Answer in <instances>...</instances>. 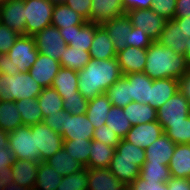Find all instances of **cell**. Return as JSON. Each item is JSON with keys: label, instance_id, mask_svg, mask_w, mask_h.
Wrapping results in <instances>:
<instances>
[{"label": "cell", "instance_id": "680465c9", "mask_svg": "<svg viewBox=\"0 0 190 190\" xmlns=\"http://www.w3.org/2000/svg\"><path fill=\"white\" fill-rule=\"evenodd\" d=\"M167 186L168 190H190V179L171 177Z\"/></svg>", "mask_w": 190, "mask_h": 190}, {"label": "cell", "instance_id": "f907efd6", "mask_svg": "<svg viewBox=\"0 0 190 190\" xmlns=\"http://www.w3.org/2000/svg\"><path fill=\"white\" fill-rule=\"evenodd\" d=\"M18 36L17 32L0 23V54H7Z\"/></svg>", "mask_w": 190, "mask_h": 190}, {"label": "cell", "instance_id": "4fadbf2b", "mask_svg": "<svg viewBox=\"0 0 190 190\" xmlns=\"http://www.w3.org/2000/svg\"><path fill=\"white\" fill-rule=\"evenodd\" d=\"M95 129L86 114L72 115L66 113L62 126V138L64 140L92 139Z\"/></svg>", "mask_w": 190, "mask_h": 190}, {"label": "cell", "instance_id": "003e7915", "mask_svg": "<svg viewBox=\"0 0 190 190\" xmlns=\"http://www.w3.org/2000/svg\"><path fill=\"white\" fill-rule=\"evenodd\" d=\"M49 2H51L53 5L56 4H64L66 0H48Z\"/></svg>", "mask_w": 190, "mask_h": 190}, {"label": "cell", "instance_id": "ac0fdd59", "mask_svg": "<svg viewBox=\"0 0 190 190\" xmlns=\"http://www.w3.org/2000/svg\"><path fill=\"white\" fill-rule=\"evenodd\" d=\"M147 49L126 46L117 52L116 58L123 75L143 72L146 65Z\"/></svg>", "mask_w": 190, "mask_h": 190}, {"label": "cell", "instance_id": "4dcf8cb0", "mask_svg": "<svg viewBox=\"0 0 190 190\" xmlns=\"http://www.w3.org/2000/svg\"><path fill=\"white\" fill-rule=\"evenodd\" d=\"M45 162L53 167L62 177L76 173L84 168V166L77 162L64 148L60 149Z\"/></svg>", "mask_w": 190, "mask_h": 190}, {"label": "cell", "instance_id": "91938a15", "mask_svg": "<svg viewBox=\"0 0 190 190\" xmlns=\"http://www.w3.org/2000/svg\"><path fill=\"white\" fill-rule=\"evenodd\" d=\"M190 16V0H176V10L174 18Z\"/></svg>", "mask_w": 190, "mask_h": 190}, {"label": "cell", "instance_id": "d6986e66", "mask_svg": "<svg viewBox=\"0 0 190 190\" xmlns=\"http://www.w3.org/2000/svg\"><path fill=\"white\" fill-rule=\"evenodd\" d=\"M124 14L121 0H92L89 22L101 25Z\"/></svg>", "mask_w": 190, "mask_h": 190}, {"label": "cell", "instance_id": "9a60e30c", "mask_svg": "<svg viewBox=\"0 0 190 190\" xmlns=\"http://www.w3.org/2000/svg\"><path fill=\"white\" fill-rule=\"evenodd\" d=\"M162 134L164 130L159 122L153 121L132 126L123 139L145 150Z\"/></svg>", "mask_w": 190, "mask_h": 190}, {"label": "cell", "instance_id": "60d3db41", "mask_svg": "<svg viewBox=\"0 0 190 190\" xmlns=\"http://www.w3.org/2000/svg\"><path fill=\"white\" fill-rule=\"evenodd\" d=\"M92 139L83 140H64L63 148L76 159L77 162L81 163L84 167L88 165L89 155L91 150Z\"/></svg>", "mask_w": 190, "mask_h": 190}, {"label": "cell", "instance_id": "7402d4cb", "mask_svg": "<svg viewBox=\"0 0 190 190\" xmlns=\"http://www.w3.org/2000/svg\"><path fill=\"white\" fill-rule=\"evenodd\" d=\"M186 38L175 19L167 20L160 38L157 40L162 46L169 47L175 53L184 55L186 51Z\"/></svg>", "mask_w": 190, "mask_h": 190}, {"label": "cell", "instance_id": "f6af8a7d", "mask_svg": "<svg viewBox=\"0 0 190 190\" xmlns=\"http://www.w3.org/2000/svg\"><path fill=\"white\" fill-rule=\"evenodd\" d=\"M164 133L175 144H190V116L178 124H168Z\"/></svg>", "mask_w": 190, "mask_h": 190}, {"label": "cell", "instance_id": "5b68a950", "mask_svg": "<svg viewBox=\"0 0 190 190\" xmlns=\"http://www.w3.org/2000/svg\"><path fill=\"white\" fill-rule=\"evenodd\" d=\"M9 149L16 159L41 162L40 150L36 148L35 132H31L30 126H20L9 133Z\"/></svg>", "mask_w": 190, "mask_h": 190}, {"label": "cell", "instance_id": "9c48e42d", "mask_svg": "<svg viewBox=\"0 0 190 190\" xmlns=\"http://www.w3.org/2000/svg\"><path fill=\"white\" fill-rule=\"evenodd\" d=\"M40 54L47 55L60 62L61 55L68 46L57 27L48 26L33 36Z\"/></svg>", "mask_w": 190, "mask_h": 190}, {"label": "cell", "instance_id": "8fae6325", "mask_svg": "<svg viewBox=\"0 0 190 190\" xmlns=\"http://www.w3.org/2000/svg\"><path fill=\"white\" fill-rule=\"evenodd\" d=\"M99 24L86 22L83 25H71L69 28H60V34L68 46L76 49L90 51V46Z\"/></svg>", "mask_w": 190, "mask_h": 190}, {"label": "cell", "instance_id": "a7ac6f4b", "mask_svg": "<svg viewBox=\"0 0 190 190\" xmlns=\"http://www.w3.org/2000/svg\"><path fill=\"white\" fill-rule=\"evenodd\" d=\"M0 190H10V189L8 188L7 185H5V183H2V182L0 181Z\"/></svg>", "mask_w": 190, "mask_h": 190}, {"label": "cell", "instance_id": "277c9868", "mask_svg": "<svg viewBox=\"0 0 190 190\" xmlns=\"http://www.w3.org/2000/svg\"><path fill=\"white\" fill-rule=\"evenodd\" d=\"M25 35L34 36L51 26L54 5L48 0H24Z\"/></svg>", "mask_w": 190, "mask_h": 190}, {"label": "cell", "instance_id": "7c38bea8", "mask_svg": "<svg viewBox=\"0 0 190 190\" xmlns=\"http://www.w3.org/2000/svg\"><path fill=\"white\" fill-rule=\"evenodd\" d=\"M0 23L19 35H25L24 0H3L0 3Z\"/></svg>", "mask_w": 190, "mask_h": 190}, {"label": "cell", "instance_id": "03108f58", "mask_svg": "<svg viewBox=\"0 0 190 190\" xmlns=\"http://www.w3.org/2000/svg\"><path fill=\"white\" fill-rule=\"evenodd\" d=\"M186 51L184 53L187 61L190 63V37L186 38Z\"/></svg>", "mask_w": 190, "mask_h": 190}, {"label": "cell", "instance_id": "cb8c5ba5", "mask_svg": "<svg viewBox=\"0 0 190 190\" xmlns=\"http://www.w3.org/2000/svg\"><path fill=\"white\" fill-rule=\"evenodd\" d=\"M91 59H111L116 58V50L106 30L100 25L95 30V35L90 46Z\"/></svg>", "mask_w": 190, "mask_h": 190}, {"label": "cell", "instance_id": "d4e9b609", "mask_svg": "<svg viewBox=\"0 0 190 190\" xmlns=\"http://www.w3.org/2000/svg\"><path fill=\"white\" fill-rule=\"evenodd\" d=\"M168 167L171 177L190 179V144H176Z\"/></svg>", "mask_w": 190, "mask_h": 190}, {"label": "cell", "instance_id": "52a82bcc", "mask_svg": "<svg viewBox=\"0 0 190 190\" xmlns=\"http://www.w3.org/2000/svg\"><path fill=\"white\" fill-rule=\"evenodd\" d=\"M38 50L32 36L19 35L14 45L7 53L19 72L27 73L38 57Z\"/></svg>", "mask_w": 190, "mask_h": 190}, {"label": "cell", "instance_id": "e575fe53", "mask_svg": "<svg viewBox=\"0 0 190 190\" xmlns=\"http://www.w3.org/2000/svg\"><path fill=\"white\" fill-rule=\"evenodd\" d=\"M15 103L23 125L31 126L44 121L37 98L16 100Z\"/></svg>", "mask_w": 190, "mask_h": 190}, {"label": "cell", "instance_id": "6da1fadb", "mask_svg": "<svg viewBox=\"0 0 190 190\" xmlns=\"http://www.w3.org/2000/svg\"><path fill=\"white\" fill-rule=\"evenodd\" d=\"M122 76L117 58L90 59L87 65L78 71V90L83 98L89 101L105 93Z\"/></svg>", "mask_w": 190, "mask_h": 190}, {"label": "cell", "instance_id": "30bf717a", "mask_svg": "<svg viewBox=\"0 0 190 190\" xmlns=\"http://www.w3.org/2000/svg\"><path fill=\"white\" fill-rule=\"evenodd\" d=\"M133 27L142 30L154 41L160 38L167 20L150 9H132L126 12Z\"/></svg>", "mask_w": 190, "mask_h": 190}, {"label": "cell", "instance_id": "d6a6232c", "mask_svg": "<svg viewBox=\"0 0 190 190\" xmlns=\"http://www.w3.org/2000/svg\"><path fill=\"white\" fill-rule=\"evenodd\" d=\"M20 126H23V123L15 101L0 100V129L10 133Z\"/></svg>", "mask_w": 190, "mask_h": 190}, {"label": "cell", "instance_id": "c3c4849f", "mask_svg": "<svg viewBox=\"0 0 190 190\" xmlns=\"http://www.w3.org/2000/svg\"><path fill=\"white\" fill-rule=\"evenodd\" d=\"M153 42L154 40L147 35L142 28L138 29L136 27H132L126 43L127 46L147 49Z\"/></svg>", "mask_w": 190, "mask_h": 190}, {"label": "cell", "instance_id": "3957f363", "mask_svg": "<svg viewBox=\"0 0 190 190\" xmlns=\"http://www.w3.org/2000/svg\"><path fill=\"white\" fill-rule=\"evenodd\" d=\"M42 87L29 72H18L16 75L1 74L0 76V100H22L37 98Z\"/></svg>", "mask_w": 190, "mask_h": 190}, {"label": "cell", "instance_id": "e0dca14e", "mask_svg": "<svg viewBox=\"0 0 190 190\" xmlns=\"http://www.w3.org/2000/svg\"><path fill=\"white\" fill-rule=\"evenodd\" d=\"M101 26L110 36L116 53L127 46V38L129 37V32L133 27L127 14L105 21Z\"/></svg>", "mask_w": 190, "mask_h": 190}, {"label": "cell", "instance_id": "ffe728a7", "mask_svg": "<svg viewBox=\"0 0 190 190\" xmlns=\"http://www.w3.org/2000/svg\"><path fill=\"white\" fill-rule=\"evenodd\" d=\"M108 168H88V190H127Z\"/></svg>", "mask_w": 190, "mask_h": 190}, {"label": "cell", "instance_id": "bcb514c9", "mask_svg": "<svg viewBox=\"0 0 190 190\" xmlns=\"http://www.w3.org/2000/svg\"><path fill=\"white\" fill-rule=\"evenodd\" d=\"M61 97L63 98L64 110L67 113L72 115H81L86 113L88 100L84 99L80 92H75V95Z\"/></svg>", "mask_w": 190, "mask_h": 190}, {"label": "cell", "instance_id": "4316f807", "mask_svg": "<svg viewBox=\"0 0 190 190\" xmlns=\"http://www.w3.org/2000/svg\"><path fill=\"white\" fill-rule=\"evenodd\" d=\"M112 107V103L105 93L98 95L88 101L86 116L92 123L94 129L106 124V118Z\"/></svg>", "mask_w": 190, "mask_h": 190}, {"label": "cell", "instance_id": "6f0895ef", "mask_svg": "<svg viewBox=\"0 0 190 190\" xmlns=\"http://www.w3.org/2000/svg\"><path fill=\"white\" fill-rule=\"evenodd\" d=\"M15 161V155L10 149H0V172L7 171V167L12 166Z\"/></svg>", "mask_w": 190, "mask_h": 190}, {"label": "cell", "instance_id": "5bb4252c", "mask_svg": "<svg viewBox=\"0 0 190 190\" xmlns=\"http://www.w3.org/2000/svg\"><path fill=\"white\" fill-rule=\"evenodd\" d=\"M39 162H32L27 159H16L11 166L13 173V190H32L34 189Z\"/></svg>", "mask_w": 190, "mask_h": 190}, {"label": "cell", "instance_id": "db71d44e", "mask_svg": "<svg viewBox=\"0 0 190 190\" xmlns=\"http://www.w3.org/2000/svg\"><path fill=\"white\" fill-rule=\"evenodd\" d=\"M67 112L63 109L55 113L54 115H48L44 118V123L52 128L55 132L62 135V126L64 122V115Z\"/></svg>", "mask_w": 190, "mask_h": 190}, {"label": "cell", "instance_id": "836d02e7", "mask_svg": "<svg viewBox=\"0 0 190 190\" xmlns=\"http://www.w3.org/2000/svg\"><path fill=\"white\" fill-rule=\"evenodd\" d=\"M87 168H108L115 153V148L100 141H91V150Z\"/></svg>", "mask_w": 190, "mask_h": 190}, {"label": "cell", "instance_id": "f1b7e54d", "mask_svg": "<svg viewBox=\"0 0 190 190\" xmlns=\"http://www.w3.org/2000/svg\"><path fill=\"white\" fill-rule=\"evenodd\" d=\"M51 88L55 89L60 96L75 95V92H79L78 71L60 67Z\"/></svg>", "mask_w": 190, "mask_h": 190}, {"label": "cell", "instance_id": "83f0119b", "mask_svg": "<svg viewBox=\"0 0 190 190\" xmlns=\"http://www.w3.org/2000/svg\"><path fill=\"white\" fill-rule=\"evenodd\" d=\"M109 171L118 179L129 186L139 177L140 168L134 164V161L127 159H118V153L115 151Z\"/></svg>", "mask_w": 190, "mask_h": 190}, {"label": "cell", "instance_id": "603a6c76", "mask_svg": "<svg viewBox=\"0 0 190 190\" xmlns=\"http://www.w3.org/2000/svg\"><path fill=\"white\" fill-rule=\"evenodd\" d=\"M179 91V80L173 78L155 79L150 86L151 105L156 110Z\"/></svg>", "mask_w": 190, "mask_h": 190}, {"label": "cell", "instance_id": "ab89813d", "mask_svg": "<svg viewBox=\"0 0 190 190\" xmlns=\"http://www.w3.org/2000/svg\"><path fill=\"white\" fill-rule=\"evenodd\" d=\"M107 115V127L112 128L114 133L123 139L133 126L129 119L126 118L123 108L112 105Z\"/></svg>", "mask_w": 190, "mask_h": 190}, {"label": "cell", "instance_id": "6125c7cd", "mask_svg": "<svg viewBox=\"0 0 190 190\" xmlns=\"http://www.w3.org/2000/svg\"><path fill=\"white\" fill-rule=\"evenodd\" d=\"M13 178L14 177L11 170V166L7 167V171L0 172V181L2 183H5V185H7L10 190H13Z\"/></svg>", "mask_w": 190, "mask_h": 190}, {"label": "cell", "instance_id": "8d00e7d4", "mask_svg": "<svg viewBox=\"0 0 190 190\" xmlns=\"http://www.w3.org/2000/svg\"><path fill=\"white\" fill-rule=\"evenodd\" d=\"M37 100L39 102L43 118L48 115H54L58 111L64 109L63 98L51 87L42 88Z\"/></svg>", "mask_w": 190, "mask_h": 190}, {"label": "cell", "instance_id": "f546056e", "mask_svg": "<svg viewBox=\"0 0 190 190\" xmlns=\"http://www.w3.org/2000/svg\"><path fill=\"white\" fill-rule=\"evenodd\" d=\"M123 111L133 126L157 121V110L149 104L132 101Z\"/></svg>", "mask_w": 190, "mask_h": 190}, {"label": "cell", "instance_id": "484cf974", "mask_svg": "<svg viewBox=\"0 0 190 190\" xmlns=\"http://www.w3.org/2000/svg\"><path fill=\"white\" fill-rule=\"evenodd\" d=\"M130 81V97L132 101L149 104L150 86L153 80L144 72L124 75Z\"/></svg>", "mask_w": 190, "mask_h": 190}, {"label": "cell", "instance_id": "2e32d148", "mask_svg": "<svg viewBox=\"0 0 190 190\" xmlns=\"http://www.w3.org/2000/svg\"><path fill=\"white\" fill-rule=\"evenodd\" d=\"M60 67L58 60L39 53L36 61L28 72L42 88H47L51 87Z\"/></svg>", "mask_w": 190, "mask_h": 190}, {"label": "cell", "instance_id": "681fc988", "mask_svg": "<svg viewBox=\"0 0 190 190\" xmlns=\"http://www.w3.org/2000/svg\"><path fill=\"white\" fill-rule=\"evenodd\" d=\"M151 9L165 20L174 19L176 0H153Z\"/></svg>", "mask_w": 190, "mask_h": 190}, {"label": "cell", "instance_id": "f35d334b", "mask_svg": "<svg viewBox=\"0 0 190 190\" xmlns=\"http://www.w3.org/2000/svg\"><path fill=\"white\" fill-rule=\"evenodd\" d=\"M91 59L90 53L85 50L67 46L61 55L60 66L71 70L80 71Z\"/></svg>", "mask_w": 190, "mask_h": 190}, {"label": "cell", "instance_id": "d590c367", "mask_svg": "<svg viewBox=\"0 0 190 190\" xmlns=\"http://www.w3.org/2000/svg\"><path fill=\"white\" fill-rule=\"evenodd\" d=\"M62 176L47 162H40L34 190H57Z\"/></svg>", "mask_w": 190, "mask_h": 190}, {"label": "cell", "instance_id": "44dd1931", "mask_svg": "<svg viewBox=\"0 0 190 190\" xmlns=\"http://www.w3.org/2000/svg\"><path fill=\"white\" fill-rule=\"evenodd\" d=\"M175 148L176 144L164 133L145 149V162L169 165Z\"/></svg>", "mask_w": 190, "mask_h": 190}, {"label": "cell", "instance_id": "7dc6e473", "mask_svg": "<svg viewBox=\"0 0 190 190\" xmlns=\"http://www.w3.org/2000/svg\"><path fill=\"white\" fill-rule=\"evenodd\" d=\"M92 140L100 141L107 146L115 148L119 144L121 138L116 133H114L112 128L107 127V125L104 124L103 126L95 129Z\"/></svg>", "mask_w": 190, "mask_h": 190}, {"label": "cell", "instance_id": "816d5d0a", "mask_svg": "<svg viewBox=\"0 0 190 190\" xmlns=\"http://www.w3.org/2000/svg\"><path fill=\"white\" fill-rule=\"evenodd\" d=\"M130 190H168L167 182L156 183L152 180H143L136 178L129 186Z\"/></svg>", "mask_w": 190, "mask_h": 190}, {"label": "cell", "instance_id": "7bdbcfd3", "mask_svg": "<svg viewBox=\"0 0 190 190\" xmlns=\"http://www.w3.org/2000/svg\"><path fill=\"white\" fill-rule=\"evenodd\" d=\"M139 177L143 180H152L156 183L168 182L171 178L168 165L151 164L144 162L140 168Z\"/></svg>", "mask_w": 190, "mask_h": 190}, {"label": "cell", "instance_id": "11a10c76", "mask_svg": "<svg viewBox=\"0 0 190 190\" xmlns=\"http://www.w3.org/2000/svg\"><path fill=\"white\" fill-rule=\"evenodd\" d=\"M0 71L1 74L14 76L19 72V69L14 63H12L7 54H0Z\"/></svg>", "mask_w": 190, "mask_h": 190}, {"label": "cell", "instance_id": "f5cc1de1", "mask_svg": "<svg viewBox=\"0 0 190 190\" xmlns=\"http://www.w3.org/2000/svg\"><path fill=\"white\" fill-rule=\"evenodd\" d=\"M73 11L78 12L87 22L90 19V7L92 0H66L65 3Z\"/></svg>", "mask_w": 190, "mask_h": 190}, {"label": "cell", "instance_id": "be15d7a7", "mask_svg": "<svg viewBox=\"0 0 190 190\" xmlns=\"http://www.w3.org/2000/svg\"><path fill=\"white\" fill-rule=\"evenodd\" d=\"M174 19L178 22L183 34L186 35L187 38L190 37V16Z\"/></svg>", "mask_w": 190, "mask_h": 190}, {"label": "cell", "instance_id": "74e56055", "mask_svg": "<svg viewBox=\"0 0 190 190\" xmlns=\"http://www.w3.org/2000/svg\"><path fill=\"white\" fill-rule=\"evenodd\" d=\"M112 105L124 108L132 102L130 97V81L123 75L105 92Z\"/></svg>", "mask_w": 190, "mask_h": 190}, {"label": "cell", "instance_id": "e7e4bbea", "mask_svg": "<svg viewBox=\"0 0 190 190\" xmlns=\"http://www.w3.org/2000/svg\"><path fill=\"white\" fill-rule=\"evenodd\" d=\"M8 140H9V133L0 129V149H9Z\"/></svg>", "mask_w": 190, "mask_h": 190}, {"label": "cell", "instance_id": "ba28073f", "mask_svg": "<svg viewBox=\"0 0 190 190\" xmlns=\"http://www.w3.org/2000/svg\"><path fill=\"white\" fill-rule=\"evenodd\" d=\"M31 132H35L36 148L40 150L41 162H45L63 148L62 135L55 132L44 122L31 125Z\"/></svg>", "mask_w": 190, "mask_h": 190}, {"label": "cell", "instance_id": "94428289", "mask_svg": "<svg viewBox=\"0 0 190 190\" xmlns=\"http://www.w3.org/2000/svg\"><path fill=\"white\" fill-rule=\"evenodd\" d=\"M179 91L188 99L190 103V67L179 79Z\"/></svg>", "mask_w": 190, "mask_h": 190}, {"label": "cell", "instance_id": "b9f144b4", "mask_svg": "<svg viewBox=\"0 0 190 190\" xmlns=\"http://www.w3.org/2000/svg\"><path fill=\"white\" fill-rule=\"evenodd\" d=\"M118 153V159H127L134 161L139 168H141L146 160L145 150L121 139L119 144L115 147Z\"/></svg>", "mask_w": 190, "mask_h": 190}, {"label": "cell", "instance_id": "ee69618b", "mask_svg": "<svg viewBox=\"0 0 190 190\" xmlns=\"http://www.w3.org/2000/svg\"><path fill=\"white\" fill-rule=\"evenodd\" d=\"M57 190H88V168L63 176Z\"/></svg>", "mask_w": 190, "mask_h": 190}, {"label": "cell", "instance_id": "8992f818", "mask_svg": "<svg viewBox=\"0 0 190 190\" xmlns=\"http://www.w3.org/2000/svg\"><path fill=\"white\" fill-rule=\"evenodd\" d=\"M188 116H190V103L180 91L157 109V121L163 130L168 124H178Z\"/></svg>", "mask_w": 190, "mask_h": 190}, {"label": "cell", "instance_id": "9f6ffc18", "mask_svg": "<svg viewBox=\"0 0 190 190\" xmlns=\"http://www.w3.org/2000/svg\"><path fill=\"white\" fill-rule=\"evenodd\" d=\"M125 12L132 9H150L153 0H121Z\"/></svg>", "mask_w": 190, "mask_h": 190}, {"label": "cell", "instance_id": "7a4b0ae2", "mask_svg": "<svg viewBox=\"0 0 190 190\" xmlns=\"http://www.w3.org/2000/svg\"><path fill=\"white\" fill-rule=\"evenodd\" d=\"M189 67L190 63L185 55H179L169 47L154 41L147 48L146 65L143 72L152 80L164 78L179 80Z\"/></svg>", "mask_w": 190, "mask_h": 190}, {"label": "cell", "instance_id": "1f68e13d", "mask_svg": "<svg viewBox=\"0 0 190 190\" xmlns=\"http://www.w3.org/2000/svg\"><path fill=\"white\" fill-rule=\"evenodd\" d=\"M87 21L73 11L66 4H56L53 8L51 25L60 28H69L71 25H83Z\"/></svg>", "mask_w": 190, "mask_h": 190}]
</instances>
